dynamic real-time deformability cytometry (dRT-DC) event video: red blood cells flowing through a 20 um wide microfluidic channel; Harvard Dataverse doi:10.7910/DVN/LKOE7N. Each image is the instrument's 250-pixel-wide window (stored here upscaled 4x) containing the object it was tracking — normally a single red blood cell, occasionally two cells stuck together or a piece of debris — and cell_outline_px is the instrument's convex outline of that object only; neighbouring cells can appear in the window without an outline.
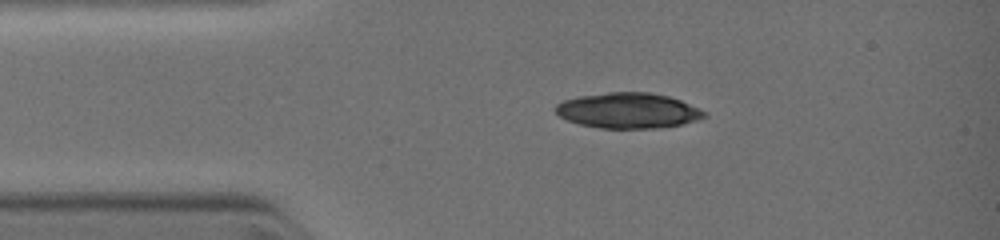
{"species": "common noctule bat (a hibernating species)", "species_latin": "Nyctalus noctula", "temperature_condition": "warm", "stored_images_in_passage": 6, "camera_frame_rate_fps": 3000, "um_per_image_px": 0.085, "animal": {"sex": "female", "body_mass_g": 19.0, "forearm_length_mm": 51.5}, "frame": {"image": 1, "passage_image": 4, "time_ms": 1.333, "image_size_px": [1000, 240], "cell_outline_px": [[708, 112], [704, 116], [680, 124], [652, 128], [600, 128], [580, 124], [568, 120], [560, 116], [556, 112], [556, 104], [564, 100], [580, 96], [608, 92], [648, 92], [668, 96], [680, 100]], "centroid_in_image_um": [53.36, 9.38], "position_along_channel_um": 31.6, "area_um2": 30.23}}